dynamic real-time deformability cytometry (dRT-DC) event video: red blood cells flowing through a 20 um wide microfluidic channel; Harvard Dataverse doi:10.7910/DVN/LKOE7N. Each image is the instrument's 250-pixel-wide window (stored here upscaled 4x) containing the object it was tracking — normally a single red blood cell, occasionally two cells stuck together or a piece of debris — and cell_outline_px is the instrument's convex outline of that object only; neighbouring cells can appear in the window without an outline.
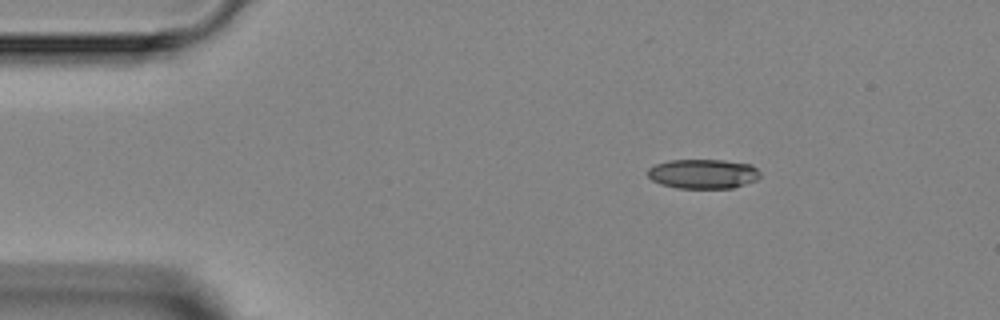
{"species": "Egyptian fruit bat (a non-hibernating species)", "species_latin": "Rousettus aegyptiacus", "temperature_condition": "room temperature", "stored_images_in_passage": 3, "camera_frame_rate_fps": 3000, "um_per_image_px": 0.085, "animal": {"sex": "female"}, "frame": {"image": 1, "passage_image": 1, "time_ms": 0.0, "image_size_px": [1000, 320], "cell_outline_px": [[760, 176], [756, 180], [732, 188], [676, 188], [660, 184], [652, 180], [648, 176], [648, 168], [656, 164], [668, 160], [724, 160], [752, 164], [760, 172]], "centroid_in_image_um": [59.76, 14.77], "position_along_channel_um": 25.2, "area_um2": 19.42}}
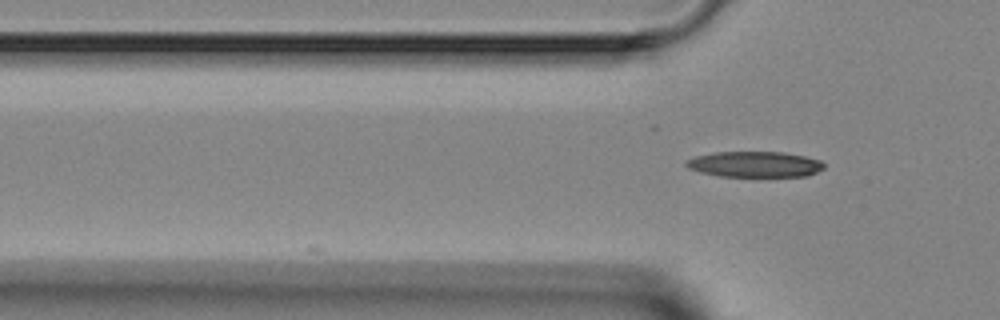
{"frame": {"image": 2, "passage_image": 3, "time_ms": 2.333, "image_size_px": [1000, 320], "cell_outline_px": [[824, 168], [808, 176], [720, 176], [700, 172], [688, 168], [684, 164], [684, 160], [696, 156], [716, 152], [784, 152], [804, 156], [820, 160], [824, 164]], "centroid_in_image_um": [64.13, 13.96], "position_along_channel_um": 61.7, "area_um2": 20.63}}